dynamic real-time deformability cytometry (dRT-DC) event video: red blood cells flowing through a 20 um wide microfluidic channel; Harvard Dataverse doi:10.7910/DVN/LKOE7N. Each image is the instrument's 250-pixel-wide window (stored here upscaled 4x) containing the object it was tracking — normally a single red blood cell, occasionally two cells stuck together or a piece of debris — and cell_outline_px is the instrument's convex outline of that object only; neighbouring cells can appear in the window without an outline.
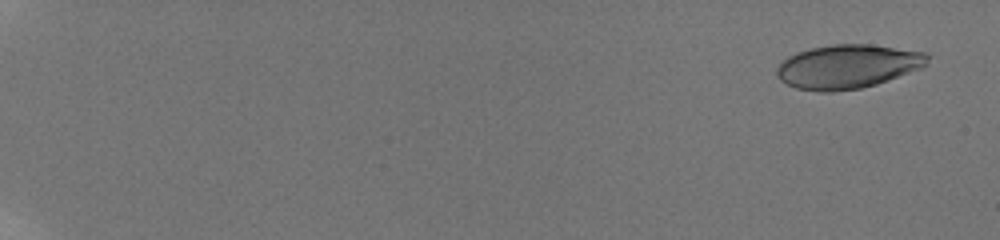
{"species": "human", "species_latin": "Homo sapiens", "temperature_condition": "room temperature", "stored_images_in_passage": 59, "camera_frame_rate_fps": 3000, "um_per_image_px": 0.085, "donor": {"sex": "male"}, "frame": {"image": 1, "passage_image": 4, "time_ms": 1.0, "image_size_px": [1000, 240], "cell_outline_px": [[928, 60], [924, 68], [876, 84], [860, 88], [832, 92], [820, 92], [796, 88], [780, 80], [776, 76], [776, 68], [788, 56], [796, 52], [812, 48], [832, 44], [872, 44], [924, 52], [928, 56]], "centroid_in_image_um": [72.05, 5.65], "position_along_channel_um": 12.9, "area_um2": 38.67}}
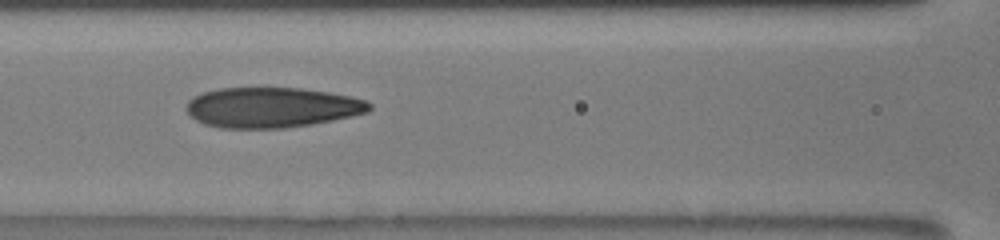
{"frame": {"image": 2, "passage_image": 32, "time_ms": 10.333, "image_size_px": [1000, 240], "cell_outline_px": [[372, 108], [368, 112], [352, 116], [312, 124], [284, 128], [220, 128], [204, 124], [196, 120], [184, 108], [188, 100], [192, 96], [204, 92], [220, 88], [300, 88], [328, 92], [368, 100], [372, 104]], "centroid_in_image_um": [23.1, 9.13], "position_along_channel_um": 143.5, "area_um2": 43.06}}
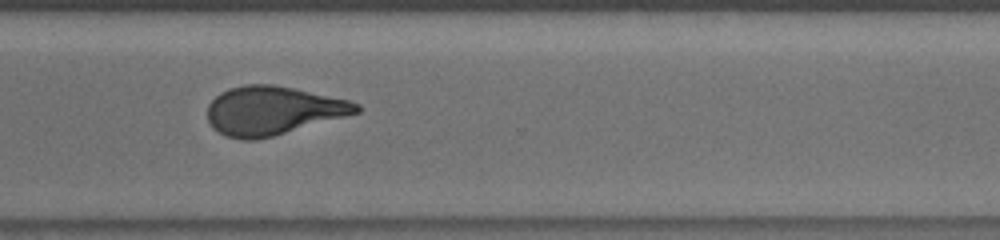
{"frame": {"image": 3, "passage_image": 48, "time_ms": 15.667, "image_size_px": [1000, 240], "cell_outline_px": [[360, 112], [272, 136], [256, 140], [240, 140], [224, 136], [212, 128], [208, 120], [208, 104], [220, 92], [228, 88], [244, 84], [272, 84], [292, 88], [348, 100], [360, 104]], "centroid_in_image_um": [23.13, 9.4], "position_along_channel_um": 347.5, "area_um2": 42.02}, "authors_computed_cell_mechanics": {"area_um2": 41.5004, "velocity_mm_per_s": 3.8322, "shape_relaxation_time_tau1_ms": 8.0488, "shape_relaxation_time_tau2_ms": 1.559, "deformation_change_tau1": 0.2414, "deformation_change_tau2": 0.0945}}